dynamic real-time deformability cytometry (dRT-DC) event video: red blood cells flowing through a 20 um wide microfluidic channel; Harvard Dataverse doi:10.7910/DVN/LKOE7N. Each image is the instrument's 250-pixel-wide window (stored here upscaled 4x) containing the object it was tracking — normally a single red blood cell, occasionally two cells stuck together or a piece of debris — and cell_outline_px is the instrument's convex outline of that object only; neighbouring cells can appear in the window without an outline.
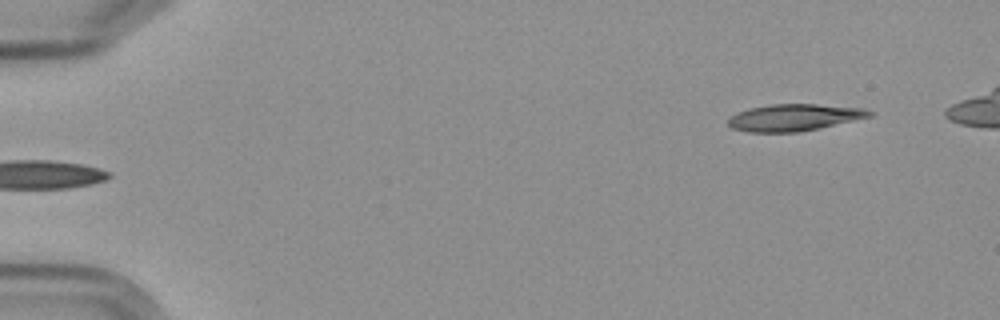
{"species": "Egyptian fruit bat (a non-hibernating species)", "species_latin": "Rousettus aegyptiacus", "temperature_condition": "cold", "stored_images_in_passage": 4, "segment_of_instrument_passage": [2, 2], "camera_frame_rate_fps": 3000, "um_per_image_px": 0.085, "frame": {"image": 1, "passage_image": 4, "time_ms": 3.667, "image_size_px": [1000, 320], "cell_outline_px": [[872, 116], [820, 128], [796, 132], [748, 132], [732, 128], [728, 124], [728, 120], [732, 116], [748, 108], [768, 104], [816, 104], [864, 108], [872, 112]], "centroid_in_image_um": [67.5, 9.98], "position_along_channel_um": 17.5, "area_um2": 21.96}}